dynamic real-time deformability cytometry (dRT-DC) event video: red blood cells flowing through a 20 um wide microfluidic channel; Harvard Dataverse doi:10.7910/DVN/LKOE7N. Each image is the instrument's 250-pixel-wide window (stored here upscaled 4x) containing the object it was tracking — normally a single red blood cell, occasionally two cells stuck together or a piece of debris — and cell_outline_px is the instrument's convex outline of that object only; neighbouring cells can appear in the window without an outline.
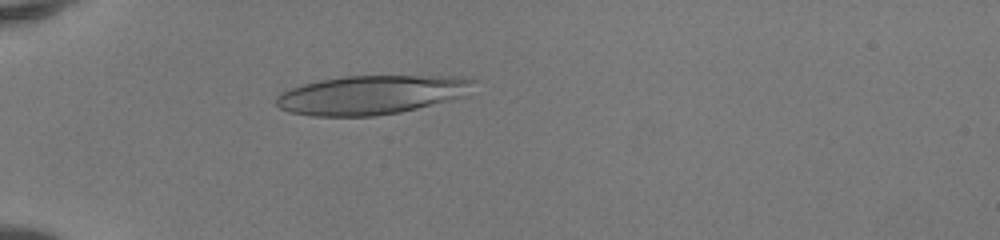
{"species": "human", "species_latin": "Homo sapiens", "temperature_condition": "room temperature", "stored_images_in_passage": 36, "camera_frame_rate_fps": 3000, "um_per_image_px": 0.085, "donor": {"sex": "female"}, "frame": {"image": 1, "passage_image": 2, "time_ms": 0.333, "image_size_px": [1000, 240], "cell_outline_px": [[476, 80], [468, 96], [400, 112], [376, 116], [312, 116], [288, 112], [280, 108], [276, 104], [276, 96], [280, 92], [304, 84], [344, 76], [460, 76]], "centroid_in_image_um": [31.61, 8.06], "position_along_channel_um": 53.4, "area_um2": 44.97}}
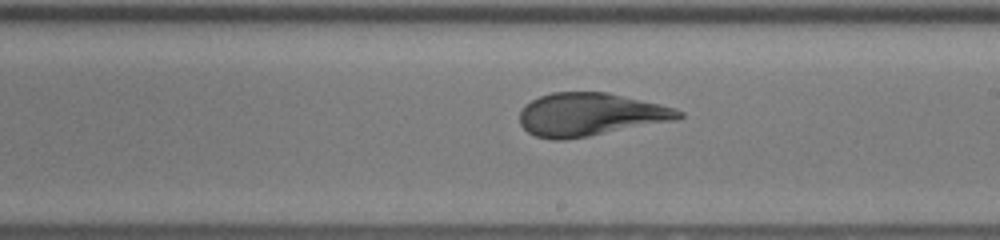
{"frame": {"image": 2, "passage_image": 17, "time_ms": 5.333, "image_size_px": [1000, 240], "cell_outline_px": [[684, 116], [676, 120], [588, 136], [564, 140], [552, 140], [536, 136], [528, 132], [520, 124], [520, 112], [524, 104], [540, 96], [552, 92], [608, 92], [660, 104], [684, 112]], "centroid_in_image_um": [50.15, 9.73], "position_along_channel_um": 238.9, "area_um2": 39.77}}
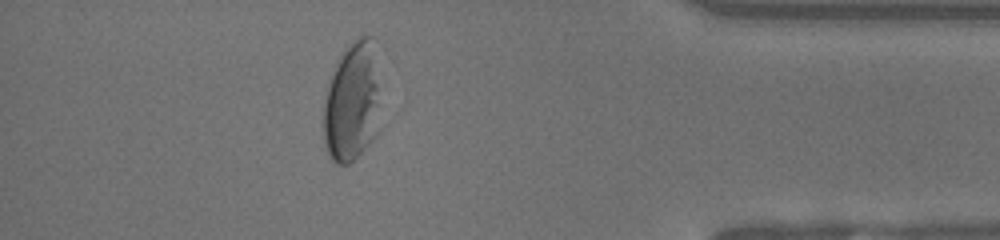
{"frame": {"image": 3, "passage_image": 31, "time_ms": 10.0, "image_size_px": [1000, 240], "cell_outline_px": [[380, 128], [376, 136], [348, 164], [336, 164], [328, 156], [324, 144], [324, 104], [328, 80], [344, 48], [360, 36], [372, 36], [376, 40]], "centroid_in_image_um": [29.95, 8.65], "position_along_channel_um": 405.3, "area_um2": 40.4}, "authors_computed_cell_mechanics": {"area_um2": 40.6334, "velocity_mm_per_s": 4.1625, "shape_relaxation_time_tau1_ms": 7.0381, "shape_relaxation_time_tau2_ms": 0.8577, "deformation_change_tau1": 0.3075, "deformation_change_tau2": 0.0835}}